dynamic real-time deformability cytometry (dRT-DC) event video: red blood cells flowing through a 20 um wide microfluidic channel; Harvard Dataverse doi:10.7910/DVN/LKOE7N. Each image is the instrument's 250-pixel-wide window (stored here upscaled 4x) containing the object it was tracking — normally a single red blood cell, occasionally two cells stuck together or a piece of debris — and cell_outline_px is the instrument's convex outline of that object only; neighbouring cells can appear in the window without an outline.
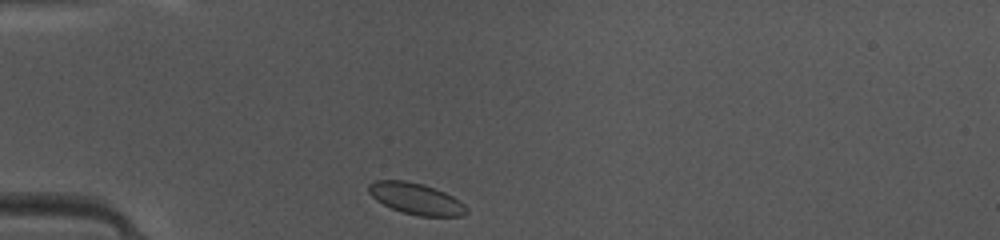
{"species": "common noctule bat (a hibernating species)", "species_latin": "Nyctalus noctula", "temperature_condition": "warm", "stored_images_in_passage": 19, "camera_frame_rate_fps": 3000, "um_per_image_px": 0.085, "animal": {"sex": "female", "body_mass_g": 10.0, "forearm_length_mm": 53.1}, "frame": {"image": 1, "passage_image": 1, "time_ms": 0.0, "image_size_px": [1000, 240], "cell_outline_px": [[468, 212], [460, 216], [420, 216], [404, 212], [392, 208], [376, 200], [368, 192], [368, 184], [376, 180], [404, 180], [424, 184], [436, 188], [460, 200], [468, 208]], "centroid_in_image_um": [35.37, 16.87], "position_along_channel_um": 49.6, "area_um2": 17.86}}
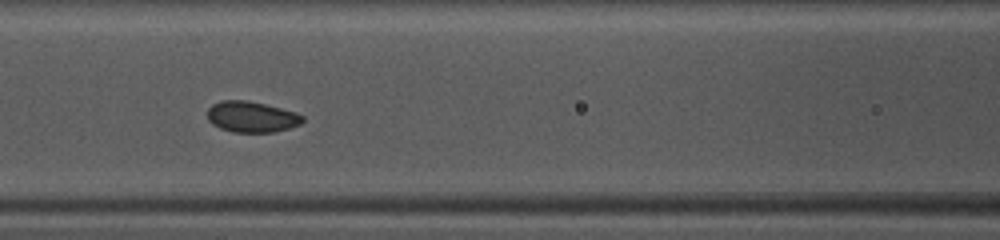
{"frame": {"image": 2, "passage_image": 9, "time_ms": 2.667, "image_size_px": [1000, 240], "cell_outline_px": [[304, 120], [300, 124], [276, 132], [232, 132], [220, 128], [212, 124], [208, 120], [208, 108], [212, 104], [220, 100], [248, 100], [296, 112], [304, 116]], "centroid_in_image_um": [21.37, 9.93], "position_along_channel_um": 145.2, "area_um2": 17.22}}
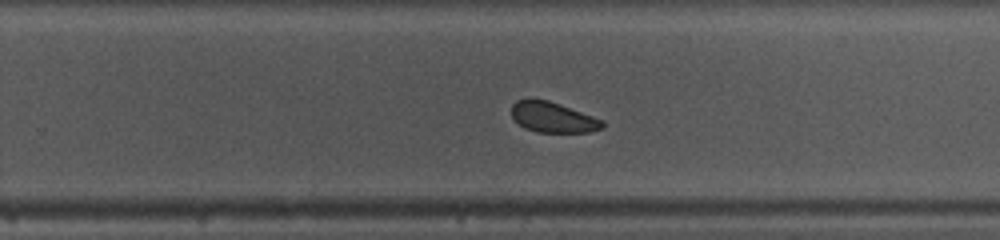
{"frame": {"image": 3, "passage_image": 19, "time_ms": 6.0, "image_size_px": [1000, 240], "cell_outline_px": [[604, 128], [592, 132], [536, 132], [524, 128], [512, 120], [512, 104], [516, 100], [548, 100], [560, 104], [604, 120]], "centroid_in_image_um": [47.01, 9.99], "position_along_channel_um": 282.8, "area_um2": 16.18}}